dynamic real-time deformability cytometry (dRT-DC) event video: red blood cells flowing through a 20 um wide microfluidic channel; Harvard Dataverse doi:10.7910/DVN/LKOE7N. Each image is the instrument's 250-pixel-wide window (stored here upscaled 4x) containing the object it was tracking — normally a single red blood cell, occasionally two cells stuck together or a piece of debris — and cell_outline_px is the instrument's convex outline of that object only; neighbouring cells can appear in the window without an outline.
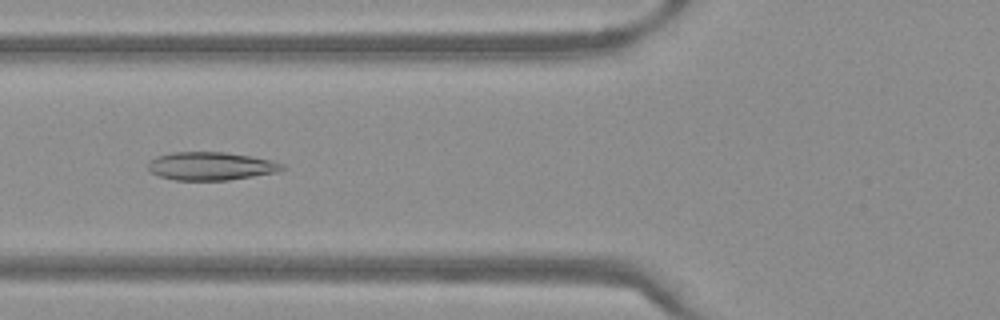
{"species": "Egyptian fruit bat (a non-hibernating species)", "species_latin": "Rousettus aegyptiacus", "temperature_condition": "warm", "stored_images_in_passage": 50, "camera_frame_rate_fps": 3000, "um_per_image_px": 0.085, "frame": {"image": 1, "passage_image": 19, "time_ms": 6.0, "image_size_px": [1000, 320], "cell_outline_px": [[288, 168], [276, 172], [228, 180], [176, 180], [160, 176], [152, 172], [148, 168], [148, 164], [156, 156], [172, 152], [224, 152], [252, 156], [272, 160], [284, 164]], "centroid_in_image_um": [17.97, 14.11], "position_along_channel_um": 107.8, "area_um2": 21.96}}
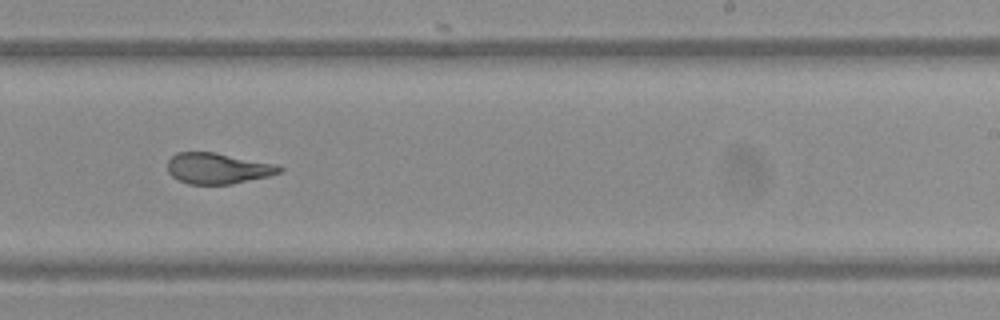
{"frame": {"image": 2, "passage_image": 31, "time_ms": 10.0, "image_size_px": [1000, 320], "cell_outline_px": [[284, 168], [280, 172], [268, 176], [232, 184], [188, 184], [172, 176], [168, 172], [168, 160], [176, 152], [212, 152], [276, 164]], "centroid_in_image_um": [18.5, 14.31], "position_along_channel_um": 270.5, "area_um2": 19.94}}
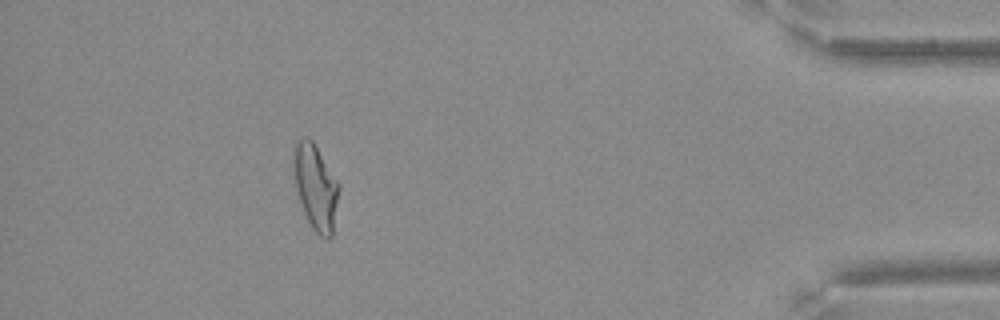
{"frame": {"image": 3, "passage_image": 45, "time_ms": 14.667, "image_size_px": [1000, 320], "cell_outline_px": [[340, 188], [332, 236], [328, 240], [324, 240], [312, 228], [304, 212], [296, 188], [292, 164], [292, 148], [296, 140], [300, 136], [308, 136], [312, 140], [340, 184]], "centroid_in_image_um": [26.81, 15.85], "position_along_channel_um": 408.4, "area_um2": 22.95}}